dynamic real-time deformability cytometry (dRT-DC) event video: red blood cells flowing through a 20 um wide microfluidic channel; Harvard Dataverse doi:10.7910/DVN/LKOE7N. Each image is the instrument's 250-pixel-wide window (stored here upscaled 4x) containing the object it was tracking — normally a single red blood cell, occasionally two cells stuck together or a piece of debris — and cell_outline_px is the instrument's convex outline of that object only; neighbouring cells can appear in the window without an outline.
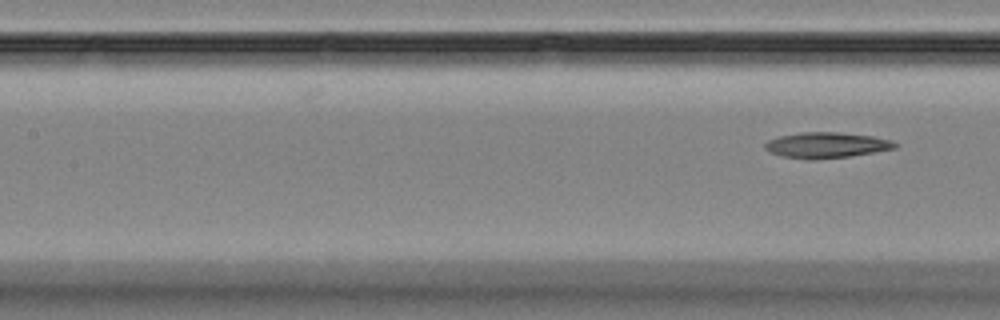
{"species": "Egyptian fruit bat (a non-hibernating species)", "species_latin": "Rousettus aegyptiacus", "temperature_condition": "room temperature", "stored_images_in_passage": 8, "camera_frame_rate_fps": 3000, "um_per_image_px": 0.085, "animal": {"sex": "female"}, "frame": {"image": 1, "passage_image": 8, "time_ms": 8.333, "image_size_px": [1000, 320], "cell_outline_px": [[900, 144], [896, 148], [852, 156], [816, 160], [808, 160], [780, 156], [764, 148], [764, 144], [768, 140], [780, 136], [804, 132], [840, 132], [872, 136], [892, 140]], "centroid_in_image_um": [70.27, 12.35], "position_along_channel_um": 137.1, "area_um2": 19.65}}